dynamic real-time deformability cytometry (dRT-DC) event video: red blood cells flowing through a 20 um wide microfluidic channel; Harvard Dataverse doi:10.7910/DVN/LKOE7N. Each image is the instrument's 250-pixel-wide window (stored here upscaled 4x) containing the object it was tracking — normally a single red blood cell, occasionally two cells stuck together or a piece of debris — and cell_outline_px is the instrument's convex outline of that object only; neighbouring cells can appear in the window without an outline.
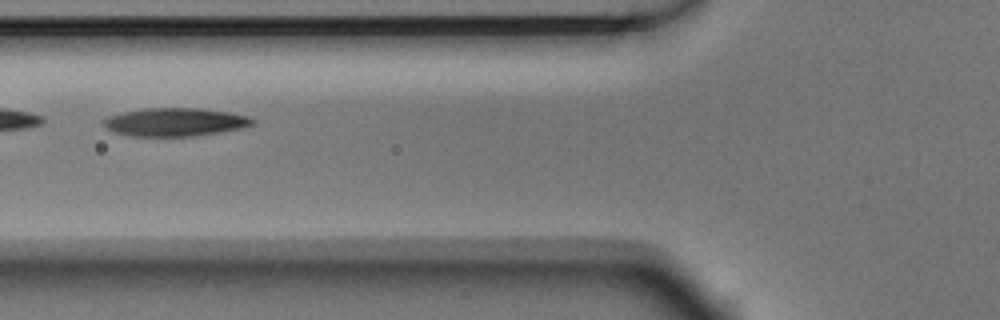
{"species": "Egyptian fruit bat (a non-hibernating species)", "species_latin": "Rousettus aegyptiacus", "temperature_condition": "room temperature", "stored_images_in_passage": 5, "camera_frame_rate_fps": 3000, "um_per_image_px": 0.085, "animal": {"sex": "male"}, "frame": {"image": 1, "passage_image": 3, "time_ms": 0.667, "image_size_px": [1000, 320], "cell_outline_px": [[256, 124], [244, 128], [220, 132], [192, 136], [132, 136], [116, 132], [108, 128], [104, 124], [104, 120], [108, 116], [124, 112], [144, 108], [200, 108], [228, 112], [248, 116], [256, 120]], "centroid_in_image_um": [14.96, 10.37], "position_along_channel_um": 110.8, "area_um2": 24.45}}
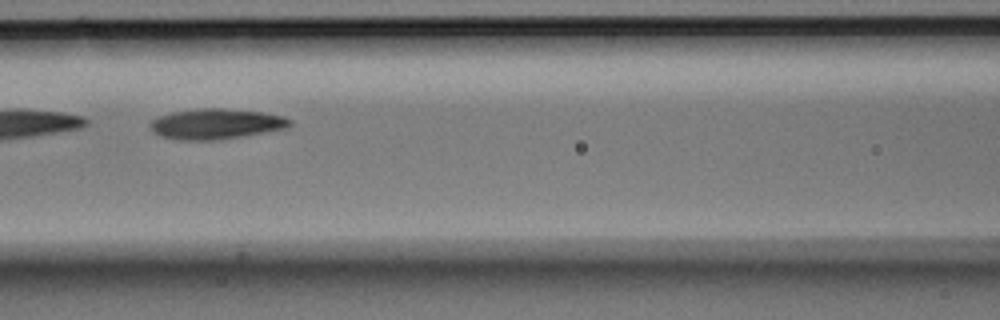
{"frame": {"image": 2, "passage_image": 4, "time_ms": 1.0, "image_size_px": [1000, 320], "cell_outline_px": [[292, 124], [284, 128], [244, 136], [220, 140], [180, 140], [160, 136], [152, 132], [148, 124], [152, 120], [160, 116], [172, 112], [196, 108], [224, 108], [260, 112], [284, 116], [292, 120]], "centroid_in_image_um": [18.32, 10.53], "position_along_channel_um": 148.3, "area_um2": 24.85}}
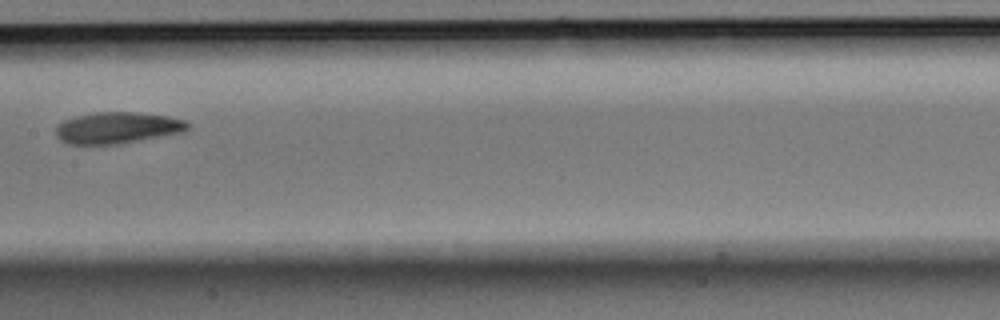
{"frame": {"image": 3, "passage_image": 5, "time_ms": 1.333, "image_size_px": [1000, 320], "cell_outline_px": [[192, 128], [184, 132], [116, 144], [68, 144], [60, 140], [56, 136], [56, 128], [64, 120], [76, 116], [96, 112], [136, 112], [168, 116], [184, 120], [192, 124]], "centroid_in_image_um": [10.02, 10.86], "position_along_channel_um": 197.4, "area_um2": 24.16}}